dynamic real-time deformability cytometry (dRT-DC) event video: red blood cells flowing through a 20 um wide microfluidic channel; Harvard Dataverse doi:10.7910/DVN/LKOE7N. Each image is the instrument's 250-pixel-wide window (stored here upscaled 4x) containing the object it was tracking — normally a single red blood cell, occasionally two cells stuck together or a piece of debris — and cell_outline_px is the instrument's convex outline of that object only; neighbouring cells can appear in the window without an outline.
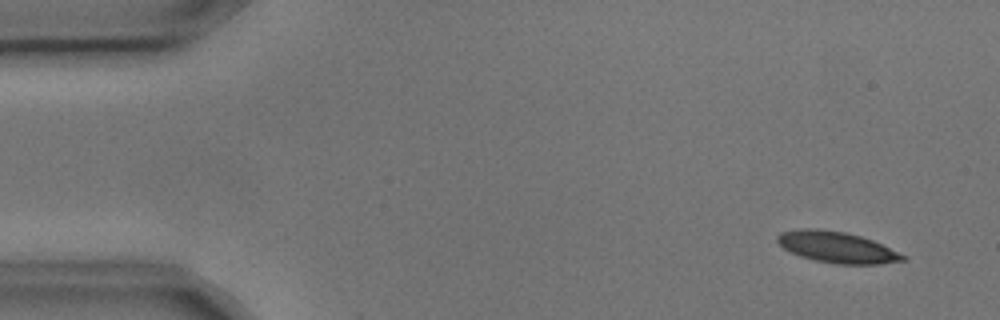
{"species": "common noctule bat (a hibernating species)", "species_latin": "Nyctalus noctula", "temperature_condition": "cold", "stored_images_in_passage": 4, "camera_frame_rate_fps": 3000, "um_per_image_px": 0.085, "animal": {"sex": "male", "body_mass_g": 17.9, "forearm_length_mm": 54.2}, "frame": {"image": 1, "passage_image": 1, "time_ms": 0.0, "image_size_px": [1000, 320], "cell_outline_px": [[908, 256], [904, 260], [880, 264], [836, 264], [816, 260], [800, 256], [784, 248], [776, 240], [776, 236], [780, 232], [800, 228], [816, 228], [844, 232], [860, 236], [872, 240]], "centroid_in_image_um": [71.13, 21.01], "position_along_channel_um": 13.9, "area_um2": 22.66}}